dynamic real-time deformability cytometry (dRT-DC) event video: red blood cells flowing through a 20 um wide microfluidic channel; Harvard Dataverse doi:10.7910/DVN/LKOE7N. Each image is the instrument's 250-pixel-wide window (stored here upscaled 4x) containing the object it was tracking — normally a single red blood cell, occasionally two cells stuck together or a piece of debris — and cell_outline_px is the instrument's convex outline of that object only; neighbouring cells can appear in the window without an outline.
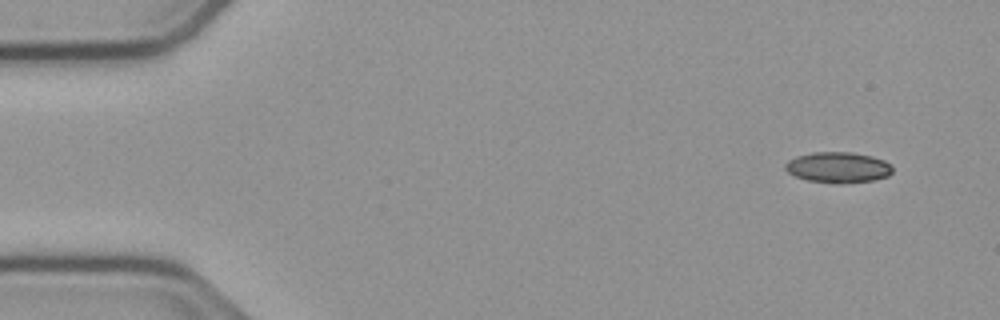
{"species": "common noctule bat (a hibernating species)", "species_latin": "Nyctalus noctula", "temperature_condition": "cold", "stored_images_in_passage": 51, "camera_frame_rate_fps": 3000, "um_per_image_px": 0.085, "animal": {"sex": "male", "body_mass_g": 23.1, "forearm_length_mm": 52.7}, "frame": {"image": 1, "passage_image": 1, "time_ms": 0.0, "image_size_px": [1000, 320], "cell_outline_px": [[892, 172], [888, 176], [872, 180], [808, 180], [796, 176], [788, 172], [784, 168], [784, 164], [788, 160], [796, 156], [812, 152], [852, 152], [872, 156], [884, 160], [892, 168]], "centroid_in_image_um": [71.2, 14.16], "position_along_channel_um": 13.8, "area_um2": 18.26}}
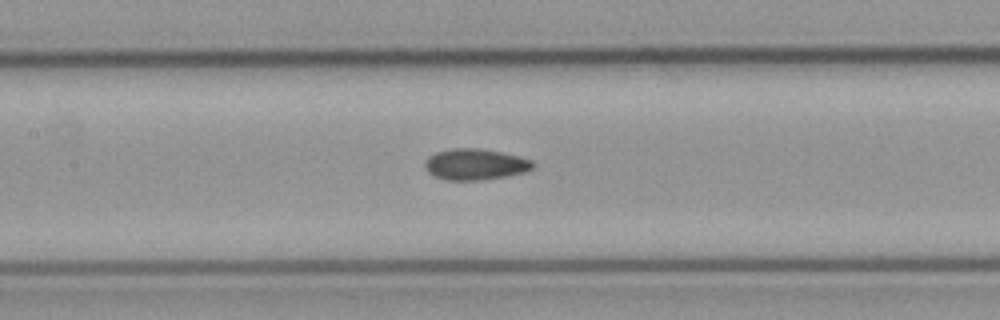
{"frame": {"image": 2, "passage_image": 22, "time_ms": 7.0, "image_size_px": [1000, 320], "cell_outline_px": [[532, 168], [524, 172], [484, 180], [448, 180], [432, 176], [428, 172], [424, 164], [424, 160], [428, 156], [436, 152], [452, 148], [480, 148], [520, 156], [532, 160]], "centroid_in_image_um": [40.34, 13.96], "position_along_channel_um": 167.1, "area_um2": 19.59}}
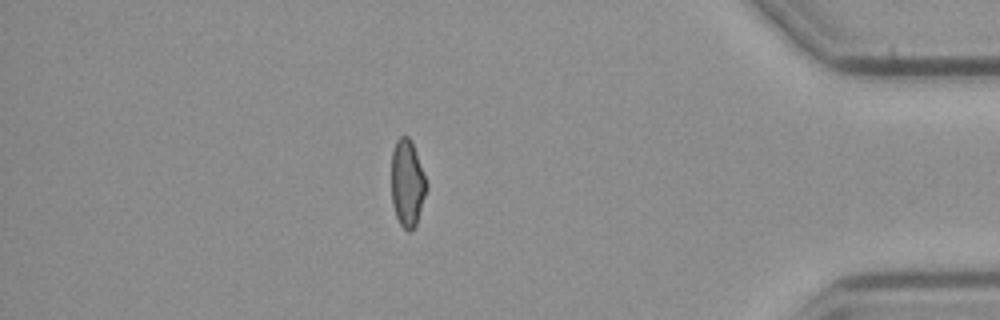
{"frame": {"image": 3, "passage_image": 44, "time_ms": 14.333, "image_size_px": [1000, 320], "cell_outline_px": [[428, 188], [416, 224], [408, 232], [400, 224], [396, 216], [392, 204], [392, 152], [396, 140], [400, 136], [408, 136], [412, 144], [428, 184]], "centroid_in_image_um": [34.62, 15.59], "position_along_channel_um": 400.6, "area_um2": 17.57}, "authors_computed_cell_mechanics": {"area_um2": 18.785, "velocity_mm_per_s": 3.7648, "shape_relaxation_time_tau1_ms": null, "shape_relaxation_time_tau2_ms": 4.132, "deformation_change_tau1": null, "deformation_change_tau2": 0.0896}}